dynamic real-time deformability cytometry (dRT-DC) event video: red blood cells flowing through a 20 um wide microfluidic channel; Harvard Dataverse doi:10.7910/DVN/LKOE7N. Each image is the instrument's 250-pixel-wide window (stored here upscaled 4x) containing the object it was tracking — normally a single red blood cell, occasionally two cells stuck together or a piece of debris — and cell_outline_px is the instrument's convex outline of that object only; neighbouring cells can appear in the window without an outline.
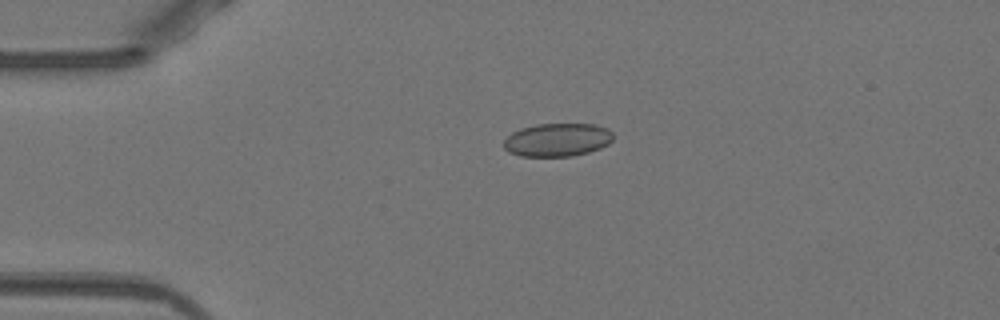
{"species": "Egyptian fruit bat (a non-hibernating species)", "species_latin": "Rousettus aegyptiacus", "temperature_condition": "warm", "stored_images_in_passage": 43, "camera_frame_rate_fps": 3000, "um_per_image_px": 0.085, "animal": {"sex": "female"}, "frame": {"image": 1, "passage_image": 3, "time_ms": 0.667, "image_size_px": [1000, 320], "cell_outline_px": [[612, 140], [608, 144], [600, 148], [588, 152], [572, 156], [520, 156], [508, 152], [504, 148], [504, 140], [512, 132], [520, 128], [536, 124], [596, 124], [608, 128], [612, 132]], "centroid_in_image_um": [47.37, 11.88], "position_along_channel_um": 37.6, "area_um2": 21.27}}
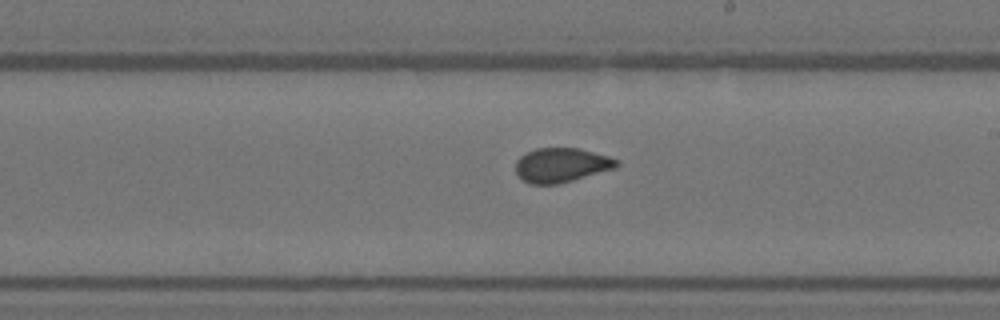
{"frame": {"image": 2, "passage_image": 21, "time_ms": 6.667, "image_size_px": [1000, 320], "cell_outline_px": [[620, 164], [616, 168], [572, 180], [556, 184], [532, 184], [524, 180], [516, 172], [516, 160], [520, 156], [536, 148], [580, 148], [608, 156], [620, 160]], "centroid_in_image_um": [47.75, 14.02], "position_along_channel_um": 241.3, "area_um2": 20.11}}
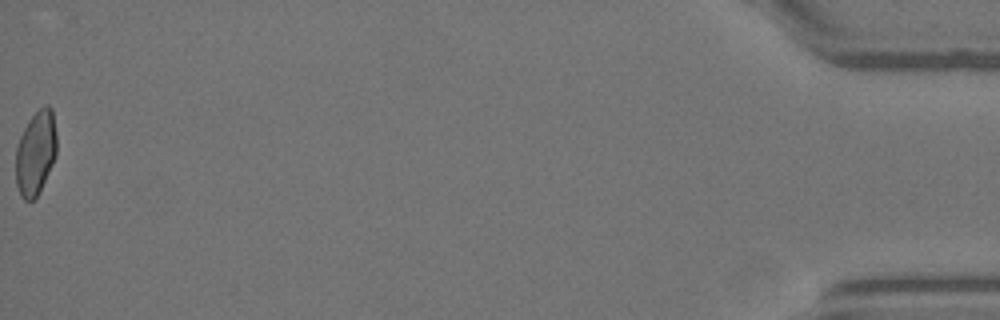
{"frame": {"image": 3, "passage_image": 43, "time_ms": 14.0, "image_size_px": [1000, 320], "cell_outline_px": [[56, 156], [36, 200], [24, 200], [20, 196], [16, 184], [16, 148], [20, 136], [28, 120], [44, 104], [48, 104], [52, 108], [56, 132]], "centroid_in_image_um": [3.03, 13.0], "position_along_channel_um": 432.2, "area_um2": 20.29}, "authors_computed_cell_mechanics": {"area_um2": 20.519, "velocity_mm_per_s": 3.9644, "shape_relaxation_time_tau1_ms": 7.4989, "shape_relaxation_time_tau2_ms": 1.1264, "deformation_change_tau1": 0.1533, "deformation_change_tau2": 0.0417}}